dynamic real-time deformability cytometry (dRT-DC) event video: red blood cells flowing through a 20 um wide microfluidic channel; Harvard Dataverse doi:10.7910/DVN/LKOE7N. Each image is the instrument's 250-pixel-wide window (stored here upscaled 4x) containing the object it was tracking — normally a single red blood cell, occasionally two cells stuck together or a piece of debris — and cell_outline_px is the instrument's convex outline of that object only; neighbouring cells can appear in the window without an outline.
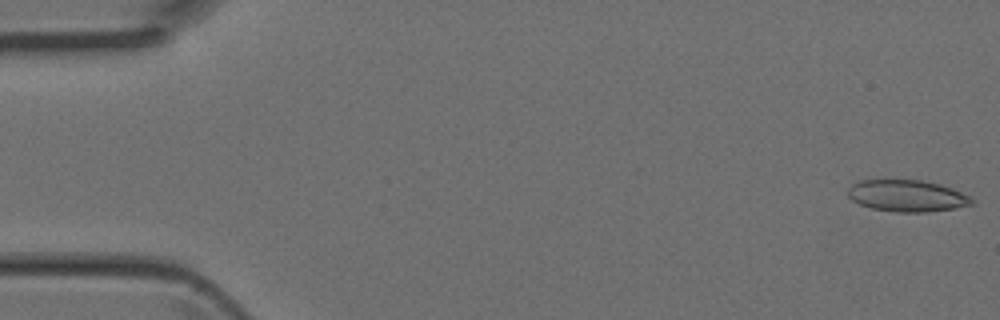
{"species": "Egyptian fruit bat (a non-hibernating species)", "species_latin": "Rousettus aegyptiacus", "temperature_condition": "room temperature", "stored_images_in_passage": 4, "camera_frame_rate_fps": 3000, "um_per_image_px": 0.085, "animal": {"sex": "female"}, "frame": {"image": 1, "passage_image": 1, "time_ms": 0.0, "image_size_px": [1000, 320], "cell_outline_px": [[976, 204], [956, 208], [928, 212], [896, 212], [872, 208], [860, 204], [852, 200], [848, 196], [848, 188], [852, 184], [860, 180], [920, 180], [940, 184], [952, 188], [972, 196], [976, 200]], "centroid_in_image_um": [77.17, 16.65], "position_along_channel_um": 7.8, "area_um2": 23.12}}